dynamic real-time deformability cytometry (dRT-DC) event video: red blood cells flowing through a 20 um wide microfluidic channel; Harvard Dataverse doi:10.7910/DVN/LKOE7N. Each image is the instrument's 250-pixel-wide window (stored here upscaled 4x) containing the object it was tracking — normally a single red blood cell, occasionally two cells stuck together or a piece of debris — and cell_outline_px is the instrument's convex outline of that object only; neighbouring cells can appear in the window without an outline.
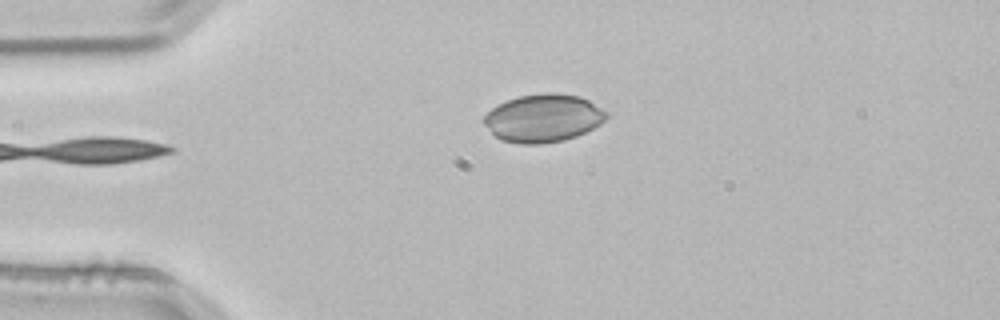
{"species": "common noctule bat (a hibernating species)", "species_latin": "Nyctalus noctula", "temperature_condition": "room temperature", "stored_images_in_passage": 3, "camera_frame_rate_fps": 3000, "um_per_image_px": 0.085, "animal": {"sex": "male", "body_mass_g": 21.5, "forearm_length_mm": 52.0}, "frame": {"image": 1, "passage_image": 3, "time_ms": 0.667, "image_size_px": [1000, 320], "cell_outline_px": [[608, 116], [600, 124], [576, 136], [564, 140], [540, 144], [520, 144], [500, 140], [484, 124], [484, 116], [492, 108], [508, 100], [520, 96], [548, 92], [556, 92], [580, 96], [588, 100], [608, 112]], "centroid_in_image_um": [46.19, 10.04], "position_along_channel_um": 38.8, "area_um2": 34.04}}